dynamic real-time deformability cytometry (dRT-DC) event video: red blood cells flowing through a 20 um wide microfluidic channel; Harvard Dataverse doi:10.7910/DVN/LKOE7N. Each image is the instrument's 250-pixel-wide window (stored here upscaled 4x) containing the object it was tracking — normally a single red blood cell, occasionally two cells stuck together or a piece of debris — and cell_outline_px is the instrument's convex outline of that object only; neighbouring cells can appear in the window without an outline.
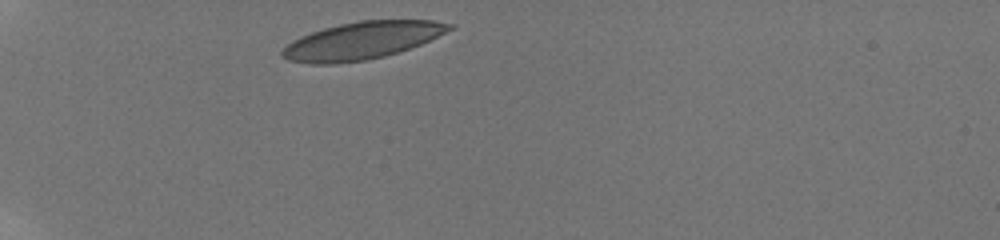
{"species": "human", "species_latin": "Homo sapiens", "temperature_condition": "room temperature", "stored_images_in_passage": 16, "camera_frame_rate_fps": 3000, "um_per_image_px": 0.085, "donor": {"sex": "male"}, "frame": {"image": 1, "passage_image": 1, "time_ms": 0.0, "image_size_px": [1000, 240], "cell_outline_px": [[456, 28], [420, 44], [384, 56], [364, 60], [336, 64], [308, 64], [288, 60], [280, 56], [280, 52], [292, 40], [300, 36], [324, 28], [340, 24], [360, 20], [432, 20], [456, 24]], "centroid_in_image_um": [30.76, 3.45], "position_along_channel_um": 54.2, "area_um2": 36.41}}
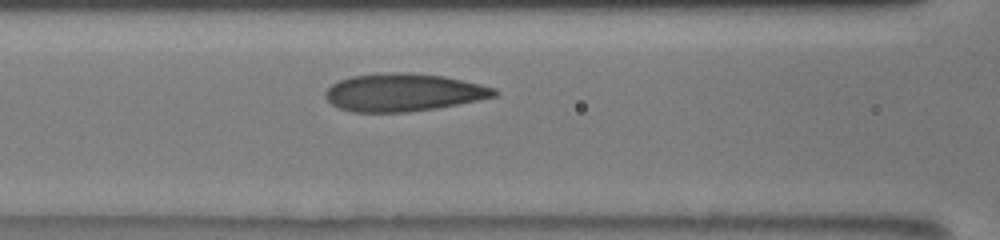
{"frame": {"image": 2, "passage_image": 7, "time_ms": 3.0, "image_size_px": [1000, 240], "cell_outline_px": [[500, 92], [496, 96], [436, 108], [408, 112], [352, 112], [340, 108], [332, 104], [324, 96], [324, 92], [332, 84], [340, 80], [352, 76], [392, 72], [408, 72], [444, 76], [480, 84], [496, 88]], "centroid_in_image_um": [34.29, 7.85], "position_along_channel_um": 132.3, "area_um2": 37.05}}
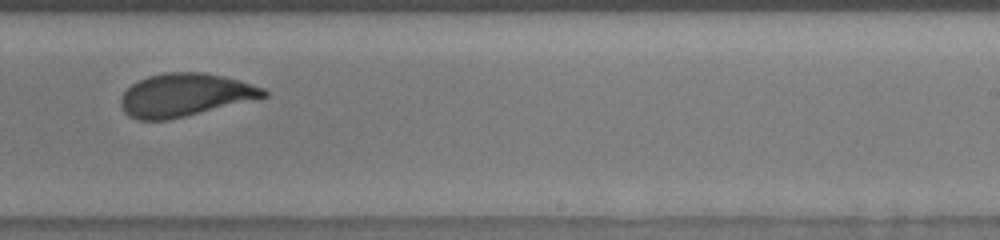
{"frame": {"image": 3, "passage_image": 15, "time_ms": 6.667, "image_size_px": [1000, 240], "cell_outline_px": [[268, 96], [168, 120], [136, 120], [128, 116], [124, 112], [120, 104], [120, 96], [132, 84], [148, 76], [164, 72], [204, 72], [224, 76], [240, 80], [264, 88], [268, 92]], "centroid_in_image_um": [15.69, 8.07], "position_along_channel_um": 273.3, "area_um2": 35.72}}